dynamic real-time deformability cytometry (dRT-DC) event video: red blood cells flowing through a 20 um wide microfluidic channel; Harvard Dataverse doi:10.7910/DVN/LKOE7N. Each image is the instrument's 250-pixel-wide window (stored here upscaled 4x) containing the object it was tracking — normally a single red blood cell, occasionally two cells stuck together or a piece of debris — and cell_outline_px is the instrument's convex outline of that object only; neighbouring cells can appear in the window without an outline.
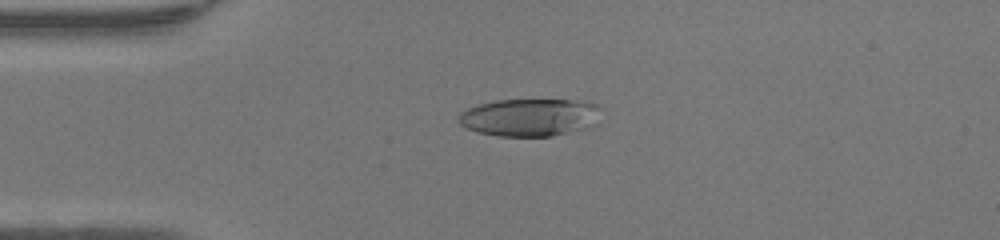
{"species": "human", "species_latin": "Homo sapiens", "temperature_condition": "warm", "stored_images_in_passage": 48, "camera_frame_rate_fps": 3000, "um_per_image_px": 0.085, "donor": {"sex": "female"}, "frame": {"image": 1, "passage_image": 12, "time_ms": 3.667, "image_size_px": [1000, 240], "cell_outline_px": [[600, 108], [596, 124], [588, 128], [552, 136], [496, 136], [476, 132], [464, 128], [456, 120], [456, 116], [460, 112], [476, 104], [496, 100], [584, 100], [596, 104]], "centroid_in_image_um": [44.98, 9.97], "position_along_channel_um": 40.0, "area_um2": 31.79}}
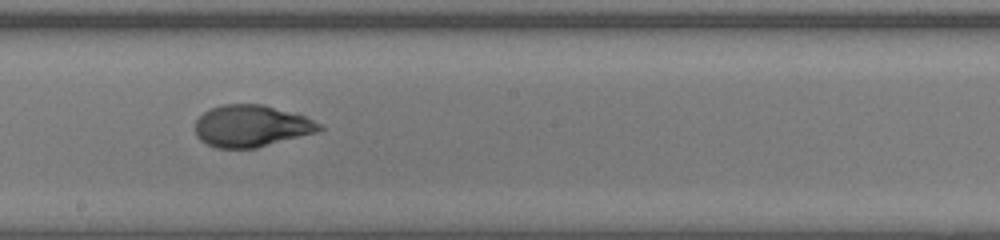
{"frame": {"image": 2, "passage_image": 27, "time_ms": 8.667, "image_size_px": [1000, 240], "cell_outline_px": [[324, 128], [316, 132], [256, 148], [216, 148], [200, 140], [196, 136], [196, 120], [204, 112], [212, 108], [224, 104], [264, 104], [304, 116], [320, 124]], "centroid_in_image_um": [21.34, 10.71], "position_along_channel_um": 226.9, "area_um2": 30.0}}
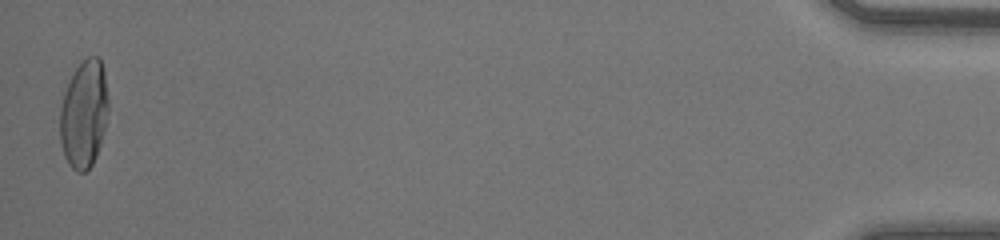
{"frame": {"image": 3, "passage_image": 48, "time_ms": 15.667, "image_size_px": [1000, 240], "cell_outline_px": [[108, 112], [100, 144], [96, 156], [92, 164], [84, 172], [76, 172], [68, 164], [64, 156], [60, 140], [60, 108], [64, 92], [76, 68], [88, 56], [100, 56], [104, 68], [108, 100]], "centroid_in_image_um": [7.14, 9.69], "position_along_channel_um": 428.1, "area_um2": 30.35}, "authors_computed_cell_mechanics": {"area_um2": 30.5762, "velocity_mm_per_s": 4.2958, "shape_relaxation_time_tau1_ms": 7.5615, "shape_relaxation_time_tau2_ms": 0.7255, "deformation_change_tau1": 0.3374, "deformation_change_tau2": 0.049}}